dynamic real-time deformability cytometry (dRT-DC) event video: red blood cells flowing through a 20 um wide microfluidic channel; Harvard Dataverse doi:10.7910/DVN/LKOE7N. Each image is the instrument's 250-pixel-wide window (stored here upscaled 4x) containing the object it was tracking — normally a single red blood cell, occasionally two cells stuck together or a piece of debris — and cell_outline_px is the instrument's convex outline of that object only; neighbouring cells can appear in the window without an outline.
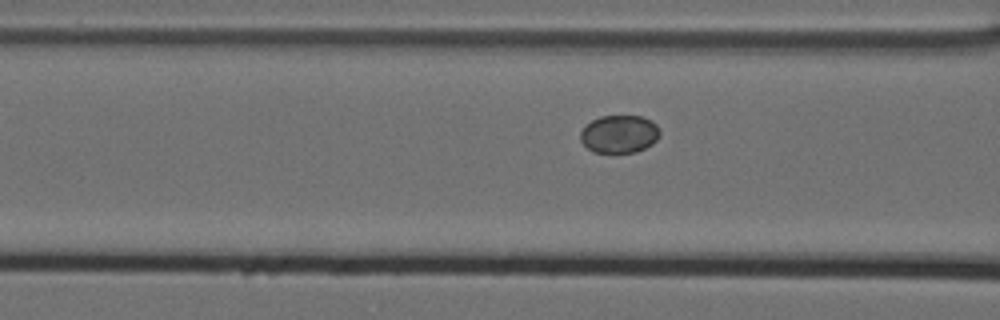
{"species": "Egyptian fruit bat (a non-hibernating species)", "species_latin": "Rousettus aegyptiacus", "temperature_condition": "cold", "stored_images_in_passage": 7, "segment_of_instrument_passage": [2, 2], "camera_frame_rate_fps": 3000, "um_per_image_px": 0.085, "animal": {"sex": "female"}, "frame": {"image": 1, "passage_image": 7, "time_ms": 2.0, "image_size_px": [1000, 320], "cell_outline_px": [[660, 136], [652, 144], [636, 152], [592, 152], [580, 140], [580, 132], [584, 124], [600, 116], [640, 116], [652, 120], [660, 128]], "centroid_in_image_um": [52.64, 11.38], "position_along_channel_um": 114.0, "area_um2": 17.69}}